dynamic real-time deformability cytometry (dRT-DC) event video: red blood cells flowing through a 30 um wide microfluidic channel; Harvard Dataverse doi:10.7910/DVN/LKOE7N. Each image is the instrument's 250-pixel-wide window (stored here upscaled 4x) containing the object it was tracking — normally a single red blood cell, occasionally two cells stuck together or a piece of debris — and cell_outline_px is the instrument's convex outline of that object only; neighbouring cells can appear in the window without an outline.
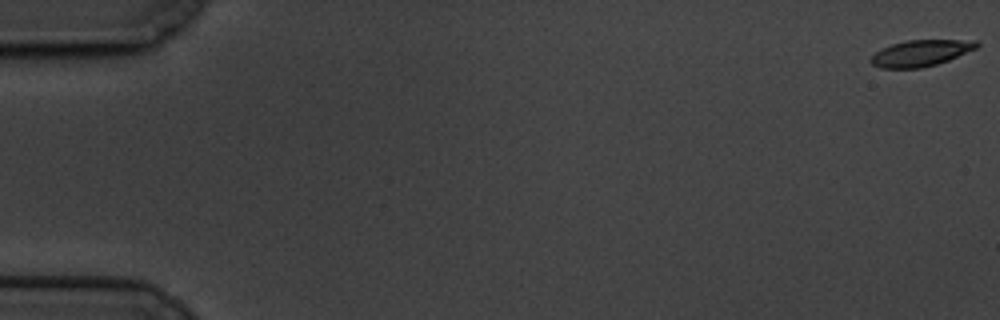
{"species": "common noctule bat (a hibernating species)", "species_latin": "Nyctalus noctula", "temperature_condition": "cold", "stored_images_in_passage": 12, "camera_frame_rate_fps": 3000, "um_per_image_px": 0.085, "animal": {"sex": "male", "body_mass_g": 19.5, "forearm_length_mm": 54.6}, "frame": {"image": 1, "passage_image": 1, "time_ms": 0.0, "image_size_px": [1000, 320], "cell_outline_px": [[980, 44], [976, 48], [948, 60], [936, 64], [920, 68], [880, 68], [872, 64], [868, 60], [876, 52], [892, 44], [908, 40], [976, 40]], "centroid_in_image_um": [78.25, 4.51], "position_along_channel_um": 6.7, "area_um2": 16.01}}